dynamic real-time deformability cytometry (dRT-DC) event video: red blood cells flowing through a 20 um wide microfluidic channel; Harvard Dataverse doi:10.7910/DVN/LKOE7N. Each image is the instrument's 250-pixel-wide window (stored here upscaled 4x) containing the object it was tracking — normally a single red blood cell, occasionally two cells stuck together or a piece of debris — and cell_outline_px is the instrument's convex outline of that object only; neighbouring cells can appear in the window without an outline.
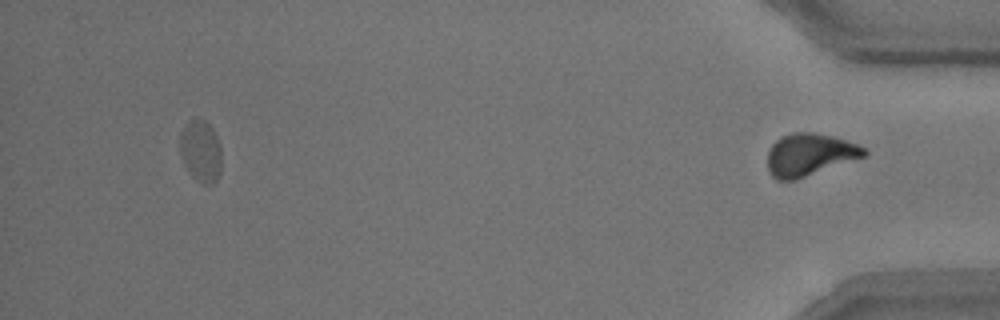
{"species": "common noctule bat (a hibernating species)", "species_latin": "Nyctalus noctula", "temperature_condition": "room temperature", "stored_images_in_passage": 36, "segment_of_instrument_passage": [2, 2], "camera_frame_rate_fps": 3000, "um_per_image_px": 0.085, "animal": {"sex": "male", "body_mass_g": 15.6}, "frame": {"image": 1, "passage_image": 36, "time_ms": 11.667, "image_size_px": [1000, 320], "cell_outline_px": [[868, 152], [864, 156], [796, 180], [776, 180], [768, 172], [768, 152], [772, 144], [780, 136], [792, 132], [812, 132], [832, 136], [860, 144]], "centroid_in_image_um": [68.79, 13.14], "position_along_channel_um": 366.4, "area_um2": 23.87}}